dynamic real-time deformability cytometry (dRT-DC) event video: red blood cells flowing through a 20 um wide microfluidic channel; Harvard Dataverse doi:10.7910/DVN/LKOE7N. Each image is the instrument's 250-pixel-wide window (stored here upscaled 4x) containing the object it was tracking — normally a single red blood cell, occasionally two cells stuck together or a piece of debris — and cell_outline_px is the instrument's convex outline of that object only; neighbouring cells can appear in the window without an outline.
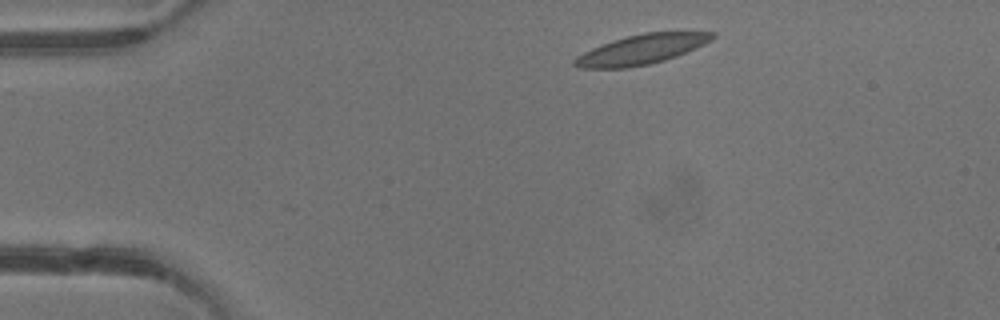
{"species": "common noctule bat (a hibernating species)", "species_latin": "Nyctalus noctula", "temperature_condition": "warm", "stored_images_in_passage": 2, "camera_frame_rate_fps": 3000, "um_per_image_px": 0.085, "animal": {"sex": "male", "body_mass_g": 13.3}, "frame": {"image": 1, "passage_image": 1, "time_ms": 0.0, "image_size_px": [1000, 320], "cell_outline_px": [[716, 36], [712, 40], [696, 48], [676, 56], [664, 60], [648, 64], [628, 68], [580, 68], [572, 64], [572, 60], [576, 56], [592, 48], [628, 36], [644, 32], [716, 32]], "centroid_in_image_um": [54.53, 4.21], "position_along_channel_um": 30.5, "area_um2": 23.64}}